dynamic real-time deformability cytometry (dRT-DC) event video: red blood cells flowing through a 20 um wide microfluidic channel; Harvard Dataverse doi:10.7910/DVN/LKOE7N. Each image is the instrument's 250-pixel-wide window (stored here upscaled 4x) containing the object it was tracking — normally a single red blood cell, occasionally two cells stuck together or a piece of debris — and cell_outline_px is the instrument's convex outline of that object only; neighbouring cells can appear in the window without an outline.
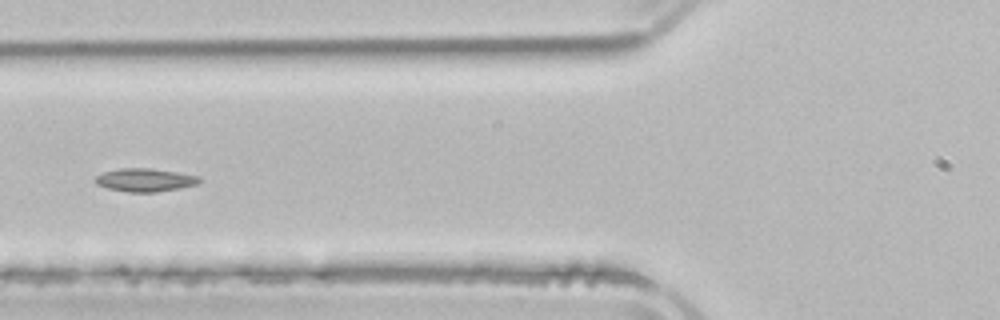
{"species": "common noctule bat (a hibernating species)", "species_latin": "Nyctalus noctula", "temperature_condition": "room temperature", "stored_images_in_passage": 4, "camera_frame_rate_fps": 3000, "um_per_image_px": 0.085, "animal": {"sex": "male", "body_mass_g": 21.5, "forearm_length_mm": 52.0}, "frame": {"image": 1, "passage_image": 4, "time_ms": 4.0, "image_size_px": [1000, 320], "cell_outline_px": [[204, 180], [196, 184], [180, 188], [156, 192], [128, 192], [108, 188], [96, 184], [92, 180], [96, 176], [104, 172], [120, 168], [148, 168], [176, 172], [200, 176]], "centroid_in_image_um": [12.33, 15.3], "position_along_channel_um": 113.5, "area_um2": 14.1}}